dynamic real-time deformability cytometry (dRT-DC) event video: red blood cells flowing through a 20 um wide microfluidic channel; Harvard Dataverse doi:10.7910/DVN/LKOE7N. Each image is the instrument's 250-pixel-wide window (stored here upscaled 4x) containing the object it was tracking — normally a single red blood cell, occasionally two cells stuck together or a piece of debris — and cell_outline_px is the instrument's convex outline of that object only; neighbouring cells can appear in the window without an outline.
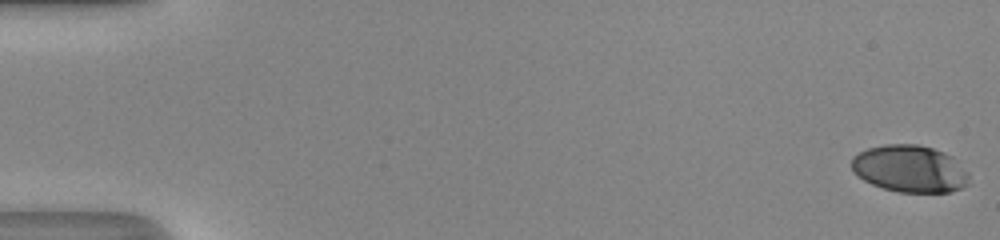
{"species": "human", "species_latin": "Homo sapiens", "temperature_condition": "room temperature", "stored_images_in_passage": 51, "camera_frame_rate_fps": 3000, "um_per_image_px": 0.085, "donor": {"sex": "male"}, "frame": {"image": 1, "passage_image": 1, "time_ms": 0.0, "image_size_px": [1000, 240], "cell_outline_px": [[968, 184], [960, 188], [948, 192], [900, 192], [884, 188], [872, 184], [864, 180], [852, 168], [852, 156], [868, 148], [884, 144], [920, 144], [944, 152], [952, 156], [968, 172]], "centroid_in_image_um": [77.35, 14.33], "position_along_channel_um": 7.7, "area_um2": 32.08}}
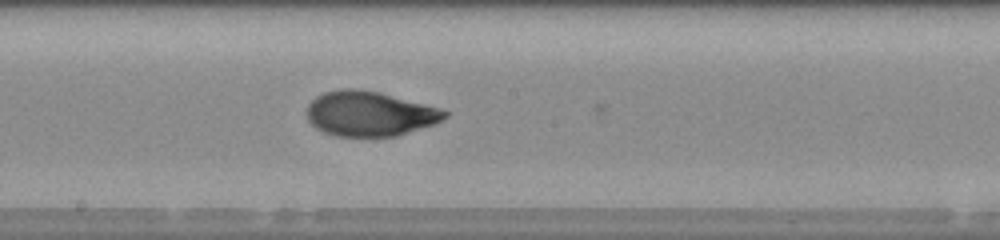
{"frame": {"image": 2, "passage_image": 29, "time_ms": 9.333, "image_size_px": [1000, 240], "cell_outline_px": [[448, 116], [432, 124], [396, 136], [336, 136], [324, 132], [316, 128], [308, 120], [308, 104], [316, 96], [324, 92], [340, 88], [356, 88], [376, 92], [440, 108], [448, 112]], "centroid_in_image_um": [31.37, 9.66], "position_along_channel_um": 216.8, "area_um2": 35.55}}
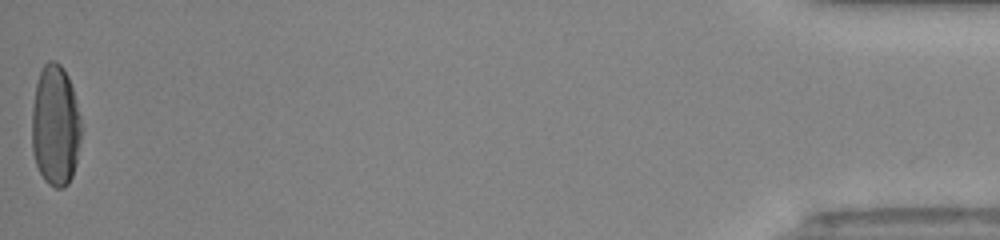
{"frame": {"image": 3, "passage_image": 51, "time_ms": 16.667, "image_size_px": [1000, 240], "cell_outline_px": [[80, 140], [76, 164], [72, 176], [68, 184], [64, 188], [56, 188], [48, 184], [44, 180], [36, 164], [32, 152], [32, 108], [36, 84], [40, 72], [44, 64], [48, 60], [56, 60], [60, 64], [68, 76], [72, 88], [80, 116]], "centroid_in_image_um": [4.69, 10.69], "position_along_channel_um": 430.5, "area_um2": 34.91}, "authors_computed_cell_mechanics": {"area_um2": 34.3332, "velocity_mm_per_s": 4.2232, "shape_relaxation_time_tau1_ms": 5.2387, "shape_relaxation_time_tau2_ms": 0.9188, "deformation_change_tau1": 0.2221, "deformation_change_tau2": 0.0585}}